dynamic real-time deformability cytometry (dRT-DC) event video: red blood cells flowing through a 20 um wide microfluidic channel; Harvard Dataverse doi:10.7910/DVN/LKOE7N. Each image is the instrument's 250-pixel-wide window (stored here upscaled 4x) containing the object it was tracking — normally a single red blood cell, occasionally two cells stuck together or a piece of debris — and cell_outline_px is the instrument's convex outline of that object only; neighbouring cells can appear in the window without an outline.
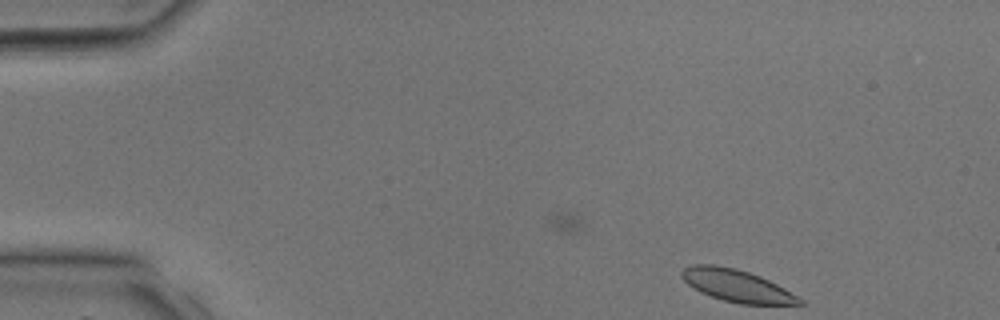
{"species": "common noctule bat (a hibernating species)", "species_latin": "Nyctalus noctula", "temperature_condition": "room temperature", "stored_images_in_passage": 12, "camera_frame_rate_fps": 3000, "um_per_image_px": 0.085, "animal": {"sex": "male", "body_mass_g": 17.9, "forearm_length_mm": 54.2}, "frame": {"image": 1, "passage_image": 1, "time_ms": 0.0, "image_size_px": [1000, 320], "cell_outline_px": [[804, 304], [740, 304], [724, 300], [700, 292], [688, 284], [680, 276], [680, 272], [684, 268], [692, 264], [712, 264], [736, 268], [760, 276], [784, 288], [804, 300]], "centroid_in_image_um": [62.61, 24.27], "position_along_channel_um": 22.4, "area_um2": 21.96}}
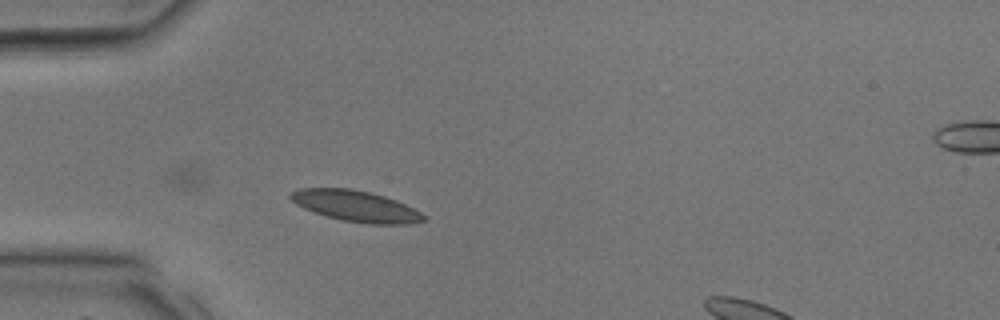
{"frame": {"image": 2, "passage_image": 7, "time_ms": 2.0, "image_size_px": [1000, 320], "cell_outline_px": [[428, 220], [408, 224], [368, 224], [340, 220], [304, 208], [296, 204], [288, 196], [292, 192], [300, 188], [352, 188], [384, 196], [396, 200], [428, 216]], "centroid_in_image_um": [30.28, 17.52], "position_along_channel_um": 54.7, "area_um2": 23.99}}
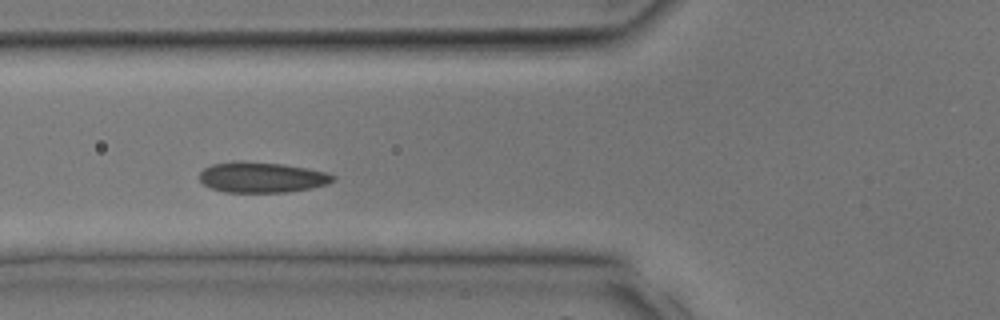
{"frame": {"image": 3, "passage_image": 10, "time_ms": 3.0, "image_size_px": [1000, 320], "cell_outline_px": [[336, 180], [328, 184], [312, 188], [284, 192], [224, 192], [212, 188], [204, 184], [200, 180], [200, 172], [204, 168], [212, 164], [280, 164], [328, 172], [336, 176]], "centroid_in_image_um": [22.34, 15.12], "position_along_channel_um": 103.5, "area_um2": 22.77}}